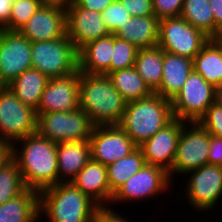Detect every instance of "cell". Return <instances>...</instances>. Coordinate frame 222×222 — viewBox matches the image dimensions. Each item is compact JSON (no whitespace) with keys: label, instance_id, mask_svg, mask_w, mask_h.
<instances>
[{"label":"cell","instance_id":"6da1fadb","mask_svg":"<svg viewBox=\"0 0 222 222\" xmlns=\"http://www.w3.org/2000/svg\"><path fill=\"white\" fill-rule=\"evenodd\" d=\"M19 142L20 149L16 147ZM12 158L18 164L26 188L40 192L58 184L57 143L38 132L15 142Z\"/></svg>","mask_w":222,"mask_h":222},{"label":"cell","instance_id":"7a4b0ae2","mask_svg":"<svg viewBox=\"0 0 222 222\" xmlns=\"http://www.w3.org/2000/svg\"><path fill=\"white\" fill-rule=\"evenodd\" d=\"M127 102L107 75L80 72L79 108L97 125H118Z\"/></svg>","mask_w":222,"mask_h":222},{"label":"cell","instance_id":"3957f363","mask_svg":"<svg viewBox=\"0 0 222 222\" xmlns=\"http://www.w3.org/2000/svg\"><path fill=\"white\" fill-rule=\"evenodd\" d=\"M99 206L72 182H60L39 192V217L49 222H92Z\"/></svg>","mask_w":222,"mask_h":222},{"label":"cell","instance_id":"277c9868","mask_svg":"<svg viewBox=\"0 0 222 222\" xmlns=\"http://www.w3.org/2000/svg\"><path fill=\"white\" fill-rule=\"evenodd\" d=\"M173 119L171 101L153 93L149 97L127 103L118 125L140 146Z\"/></svg>","mask_w":222,"mask_h":222},{"label":"cell","instance_id":"5b68a950","mask_svg":"<svg viewBox=\"0 0 222 222\" xmlns=\"http://www.w3.org/2000/svg\"><path fill=\"white\" fill-rule=\"evenodd\" d=\"M32 68L48 78L68 75L78 69V50L64 36L51 41L31 42Z\"/></svg>","mask_w":222,"mask_h":222},{"label":"cell","instance_id":"8992f818","mask_svg":"<svg viewBox=\"0 0 222 222\" xmlns=\"http://www.w3.org/2000/svg\"><path fill=\"white\" fill-rule=\"evenodd\" d=\"M94 126L88 114L80 108L37 116V132L54 143L89 141Z\"/></svg>","mask_w":222,"mask_h":222},{"label":"cell","instance_id":"52a82bcc","mask_svg":"<svg viewBox=\"0 0 222 222\" xmlns=\"http://www.w3.org/2000/svg\"><path fill=\"white\" fill-rule=\"evenodd\" d=\"M35 132L36 110L23 104L7 86H0V139L13 145Z\"/></svg>","mask_w":222,"mask_h":222},{"label":"cell","instance_id":"ba28073f","mask_svg":"<svg viewBox=\"0 0 222 222\" xmlns=\"http://www.w3.org/2000/svg\"><path fill=\"white\" fill-rule=\"evenodd\" d=\"M209 39L203 31L194 28L182 17L159 21L157 46L163 51L193 60Z\"/></svg>","mask_w":222,"mask_h":222},{"label":"cell","instance_id":"9c48e42d","mask_svg":"<svg viewBox=\"0 0 222 222\" xmlns=\"http://www.w3.org/2000/svg\"><path fill=\"white\" fill-rule=\"evenodd\" d=\"M215 102V87L194 69L181 90L171 100L174 118L184 122H198Z\"/></svg>","mask_w":222,"mask_h":222},{"label":"cell","instance_id":"30bf717a","mask_svg":"<svg viewBox=\"0 0 222 222\" xmlns=\"http://www.w3.org/2000/svg\"><path fill=\"white\" fill-rule=\"evenodd\" d=\"M208 156L209 133L198 122L182 121L175 160L169 172L170 179L174 173L186 176V173L208 165Z\"/></svg>","mask_w":222,"mask_h":222},{"label":"cell","instance_id":"8fae6325","mask_svg":"<svg viewBox=\"0 0 222 222\" xmlns=\"http://www.w3.org/2000/svg\"><path fill=\"white\" fill-rule=\"evenodd\" d=\"M31 68V42L19 31L0 29V86H8Z\"/></svg>","mask_w":222,"mask_h":222},{"label":"cell","instance_id":"7c38bea8","mask_svg":"<svg viewBox=\"0 0 222 222\" xmlns=\"http://www.w3.org/2000/svg\"><path fill=\"white\" fill-rule=\"evenodd\" d=\"M170 184L169 172L161 167L145 164L113 194L111 204L122 201L123 203L142 201L144 198L150 199L153 196L163 194L171 186Z\"/></svg>","mask_w":222,"mask_h":222},{"label":"cell","instance_id":"4fadbf2b","mask_svg":"<svg viewBox=\"0 0 222 222\" xmlns=\"http://www.w3.org/2000/svg\"><path fill=\"white\" fill-rule=\"evenodd\" d=\"M89 145L91 159L105 166L128 156L138 147L119 125L94 126Z\"/></svg>","mask_w":222,"mask_h":222},{"label":"cell","instance_id":"5bb4252c","mask_svg":"<svg viewBox=\"0 0 222 222\" xmlns=\"http://www.w3.org/2000/svg\"><path fill=\"white\" fill-rule=\"evenodd\" d=\"M186 174L190 175L185 191L191 207L212 210L222 196V167L208 164Z\"/></svg>","mask_w":222,"mask_h":222},{"label":"cell","instance_id":"9a60e30c","mask_svg":"<svg viewBox=\"0 0 222 222\" xmlns=\"http://www.w3.org/2000/svg\"><path fill=\"white\" fill-rule=\"evenodd\" d=\"M80 71L49 78L36 110V115L49 112H67L79 109Z\"/></svg>","mask_w":222,"mask_h":222},{"label":"cell","instance_id":"2e32d148","mask_svg":"<svg viewBox=\"0 0 222 222\" xmlns=\"http://www.w3.org/2000/svg\"><path fill=\"white\" fill-rule=\"evenodd\" d=\"M66 34L79 50L90 41L111 34L100 12L80 7L74 0L66 6Z\"/></svg>","mask_w":222,"mask_h":222},{"label":"cell","instance_id":"e0dca14e","mask_svg":"<svg viewBox=\"0 0 222 222\" xmlns=\"http://www.w3.org/2000/svg\"><path fill=\"white\" fill-rule=\"evenodd\" d=\"M181 130L182 121L174 118L168 125L138 146L146 164L158 166L170 172L175 160Z\"/></svg>","mask_w":222,"mask_h":222},{"label":"cell","instance_id":"ac0fdd59","mask_svg":"<svg viewBox=\"0 0 222 222\" xmlns=\"http://www.w3.org/2000/svg\"><path fill=\"white\" fill-rule=\"evenodd\" d=\"M19 32L30 42L51 41L66 34V7L41 6Z\"/></svg>","mask_w":222,"mask_h":222},{"label":"cell","instance_id":"d6986e66","mask_svg":"<svg viewBox=\"0 0 222 222\" xmlns=\"http://www.w3.org/2000/svg\"><path fill=\"white\" fill-rule=\"evenodd\" d=\"M71 182L99 207H109L113 193L109 188L105 165L90 159Z\"/></svg>","mask_w":222,"mask_h":222},{"label":"cell","instance_id":"ffe728a7","mask_svg":"<svg viewBox=\"0 0 222 222\" xmlns=\"http://www.w3.org/2000/svg\"><path fill=\"white\" fill-rule=\"evenodd\" d=\"M113 34L93 40L78 50V70L86 74L110 73Z\"/></svg>","mask_w":222,"mask_h":222},{"label":"cell","instance_id":"44dd1931","mask_svg":"<svg viewBox=\"0 0 222 222\" xmlns=\"http://www.w3.org/2000/svg\"><path fill=\"white\" fill-rule=\"evenodd\" d=\"M192 70V59L163 51L162 81L154 93L171 101L181 90Z\"/></svg>","mask_w":222,"mask_h":222},{"label":"cell","instance_id":"7402d4cb","mask_svg":"<svg viewBox=\"0 0 222 222\" xmlns=\"http://www.w3.org/2000/svg\"><path fill=\"white\" fill-rule=\"evenodd\" d=\"M90 159L89 141L57 143L58 183L71 182Z\"/></svg>","mask_w":222,"mask_h":222},{"label":"cell","instance_id":"603a6c76","mask_svg":"<svg viewBox=\"0 0 222 222\" xmlns=\"http://www.w3.org/2000/svg\"><path fill=\"white\" fill-rule=\"evenodd\" d=\"M158 30L159 20L155 15L131 16L114 35L135 45L138 49H144L157 46Z\"/></svg>","mask_w":222,"mask_h":222},{"label":"cell","instance_id":"cb8c5ba5","mask_svg":"<svg viewBox=\"0 0 222 222\" xmlns=\"http://www.w3.org/2000/svg\"><path fill=\"white\" fill-rule=\"evenodd\" d=\"M39 219V192L26 189L17 197L0 205V222H37Z\"/></svg>","mask_w":222,"mask_h":222},{"label":"cell","instance_id":"d4e9b609","mask_svg":"<svg viewBox=\"0 0 222 222\" xmlns=\"http://www.w3.org/2000/svg\"><path fill=\"white\" fill-rule=\"evenodd\" d=\"M49 78L36 69L25 70L7 87L25 105L37 110Z\"/></svg>","mask_w":222,"mask_h":222},{"label":"cell","instance_id":"484cf974","mask_svg":"<svg viewBox=\"0 0 222 222\" xmlns=\"http://www.w3.org/2000/svg\"><path fill=\"white\" fill-rule=\"evenodd\" d=\"M193 69L214 87L222 83V52L211 38L194 57Z\"/></svg>","mask_w":222,"mask_h":222},{"label":"cell","instance_id":"4316f807","mask_svg":"<svg viewBox=\"0 0 222 222\" xmlns=\"http://www.w3.org/2000/svg\"><path fill=\"white\" fill-rule=\"evenodd\" d=\"M107 76L127 103L149 97L154 93L135 67L110 72Z\"/></svg>","mask_w":222,"mask_h":222},{"label":"cell","instance_id":"83f0119b","mask_svg":"<svg viewBox=\"0 0 222 222\" xmlns=\"http://www.w3.org/2000/svg\"><path fill=\"white\" fill-rule=\"evenodd\" d=\"M134 67L148 87L155 92L162 81L163 50L159 46L139 49Z\"/></svg>","mask_w":222,"mask_h":222},{"label":"cell","instance_id":"f1b7e54d","mask_svg":"<svg viewBox=\"0 0 222 222\" xmlns=\"http://www.w3.org/2000/svg\"><path fill=\"white\" fill-rule=\"evenodd\" d=\"M146 161L137 147L128 156L107 165V179L110 191L114 194L131 176L141 170Z\"/></svg>","mask_w":222,"mask_h":222},{"label":"cell","instance_id":"f546056e","mask_svg":"<svg viewBox=\"0 0 222 222\" xmlns=\"http://www.w3.org/2000/svg\"><path fill=\"white\" fill-rule=\"evenodd\" d=\"M180 17L208 37H215V19L209 0H184Z\"/></svg>","mask_w":222,"mask_h":222},{"label":"cell","instance_id":"4dcf8cb0","mask_svg":"<svg viewBox=\"0 0 222 222\" xmlns=\"http://www.w3.org/2000/svg\"><path fill=\"white\" fill-rule=\"evenodd\" d=\"M17 162L12 158L0 168V205L26 190Z\"/></svg>","mask_w":222,"mask_h":222},{"label":"cell","instance_id":"1f68e13d","mask_svg":"<svg viewBox=\"0 0 222 222\" xmlns=\"http://www.w3.org/2000/svg\"><path fill=\"white\" fill-rule=\"evenodd\" d=\"M138 48L113 34V50L110 72L134 67Z\"/></svg>","mask_w":222,"mask_h":222},{"label":"cell","instance_id":"d6a6232c","mask_svg":"<svg viewBox=\"0 0 222 222\" xmlns=\"http://www.w3.org/2000/svg\"><path fill=\"white\" fill-rule=\"evenodd\" d=\"M41 6L38 0H12L10 17L3 29L19 31Z\"/></svg>","mask_w":222,"mask_h":222},{"label":"cell","instance_id":"836d02e7","mask_svg":"<svg viewBox=\"0 0 222 222\" xmlns=\"http://www.w3.org/2000/svg\"><path fill=\"white\" fill-rule=\"evenodd\" d=\"M102 21L105 23L107 30L114 34L121 25L131 17L129 12L120 3L119 0H114L106 9L100 12Z\"/></svg>","mask_w":222,"mask_h":222},{"label":"cell","instance_id":"e575fe53","mask_svg":"<svg viewBox=\"0 0 222 222\" xmlns=\"http://www.w3.org/2000/svg\"><path fill=\"white\" fill-rule=\"evenodd\" d=\"M198 123L209 134L222 138V105L214 102L198 120Z\"/></svg>","mask_w":222,"mask_h":222},{"label":"cell","instance_id":"d590c367","mask_svg":"<svg viewBox=\"0 0 222 222\" xmlns=\"http://www.w3.org/2000/svg\"><path fill=\"white\" fill-rule=\"evenodd\" d=\"M184 0H153L154 15L158 20L180 17Z\"/></svg>","mask_w":222,"mask_h":222},{"label":"cell","instance_id":"8d00e7d4","mask_svg":"<svg viewBox=\"0 0 222 222\" xmlns=\"http://www.w3.org/2000/svg\"><path fill=\"white\" fill-rule=\"evenodd\" d=\"M131 16L154 15L153 0H119Z\"/></svg>","mask_w":222,"mask_h":222},{"label":"cell","instance_id":"74e56055","mask_svg":"<svg viewBox=\"0 0 222 222\" xmlns=\"http://www.w3.org/2000/svg\"><path fill=\"white\" fill-rule=\"evenodd\" d=\"M210 165L222 167V138L209 134V156Z\"/></svg>","mask_w":222,"mask_h":222},{"label":"cell","instance_id":"f35d334b","mask_svg":"<svg viewBox=\"0 0 222 222\" xmlns=\"http://www.w3.org/2000/svg\"><path fill=\"white\" fill-rule=\"evenodd\" d=\"M117 213L108 206L99 207L92 222H129L121 214Z\"/></svg>","mask_w":222,"mask_h":222},{"label":"cell","instance_id":"ab89813d","mask_svg":"<svg viewBox=\"0 0 222 222\" xmlns=\"http://www.w3.org/2000/svg\"><path fill=\"white\" fill-rule=\"evenodd\" d=\"M80 7L87 10L101 12L114 0H74Z\"/></svg>","mask_w":222,"mask_h":222},{"label":"cell","instance_id":"60d3db41","mask_svg":"<svg viewBox=\"0 0 222 222\" xmlns=\"http://www.w3.org/2000/svg\"><path fill=\"white\" fill-rule=\"evenodd\" d=\"M215 19V36L222 33V0H209Z\"/></svg>","mask_w":222,"mask_h":222},{"label":"cell","instance_id":"b9f144b4","mask_svg":"<svg viewBox=\"0 0 222 222\" xmlns=\"http://www.w3.org/2000/svg\"><path fill=\"white\" fill-rule=\"evenodd\" d=\"M13 145L0 139V168L12 159Z\"/></svg>","mask_w":222,"mask_h":222},{"label":"cell","instance_id":"7bdbcfd3","mask_svg":"<svg viewBox=\"0 0 222 222\" xmlns=\"http://www.w3.org/2000/svg\"><path fill=\"white\" fill-rule=\"evenodd\" d=\"M12 0H0V29L7 24L10 17Z\"/></svg>","mask_w":222,"mask_h":222},{"label":"cell","instance_id":"ee69618b","mask_svg":"<svg viewBox=\"0 0 222 222\" xmlns=\"http://www.w3.org/2000/svg\"><path fill=\"white\" fill-rule=\"evenodd\" d=\"M42 6L66 7L71 0H38Z\"/></svg>","mask_w":222,"mask_h":222},{"label":"cell","instance_id":"f6af8a7d","mask_svg":"<svg viewBox=\"0 0 222 222\" xmlns=\"http://www.w3.org/2000/svg\"><path fill=\"white\" fill-rule=\"evenodd\" d=\"M215 102L222 105V83L215 87Z\"/></svg>","mask_w":222,"mask_h":222},{"label":"cell","instance_id":"bcb514c9","mask_svg":"<svg viewBox=\"0 0 222 222\" xmlns=\"http://www.w3.org/2000/svg\"><path fill=\"white\" fill-rule=\"evenodd\" d=\"M211 39L219 46V48L222 52V33L219 34L218 36L211 38Z\"/></svg>","mask_w":222,"mask_h":222}]
</instances>
